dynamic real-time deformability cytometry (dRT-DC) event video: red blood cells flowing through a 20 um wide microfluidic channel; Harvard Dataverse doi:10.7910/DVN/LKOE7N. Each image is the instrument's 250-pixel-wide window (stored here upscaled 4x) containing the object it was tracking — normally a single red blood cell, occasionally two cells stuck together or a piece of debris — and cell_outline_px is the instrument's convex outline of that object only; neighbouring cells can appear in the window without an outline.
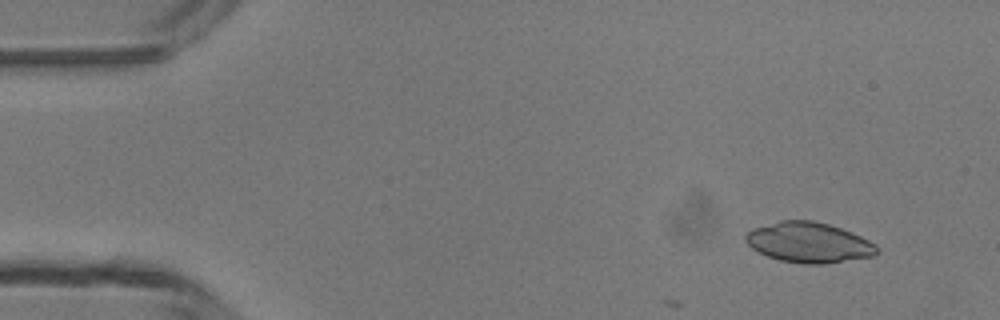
{"species": "common noctule bat (a hibernating species)", "species_latin": "Nyctalus noctula", "temperature_condition": "room temperature", "stored_images_in_passage": 5, "camera_frame_rate_fps": 3000, "um_per_image_px": 0.085, "animal": {"sex": "male", "body_mass_g": 13.3}, "frame": {"image": 1, "passage_image": 1, "time_ms": 0.0, "image_size_px": [1000, 320], "cell_outline_px": [[876, 252], [872, 256], [824, 264], [804, 264], [780, 260], [768, 256], [752, 248], [744, 240], [744, 236], [752, 228], [780, 220], [812, 220], [828, 224], [852, 232], [876, 244]], "centroid_in_image_um": [68.71, 20.6], "position_along_channel_um": 16.3, "area_um2": 30.63}}